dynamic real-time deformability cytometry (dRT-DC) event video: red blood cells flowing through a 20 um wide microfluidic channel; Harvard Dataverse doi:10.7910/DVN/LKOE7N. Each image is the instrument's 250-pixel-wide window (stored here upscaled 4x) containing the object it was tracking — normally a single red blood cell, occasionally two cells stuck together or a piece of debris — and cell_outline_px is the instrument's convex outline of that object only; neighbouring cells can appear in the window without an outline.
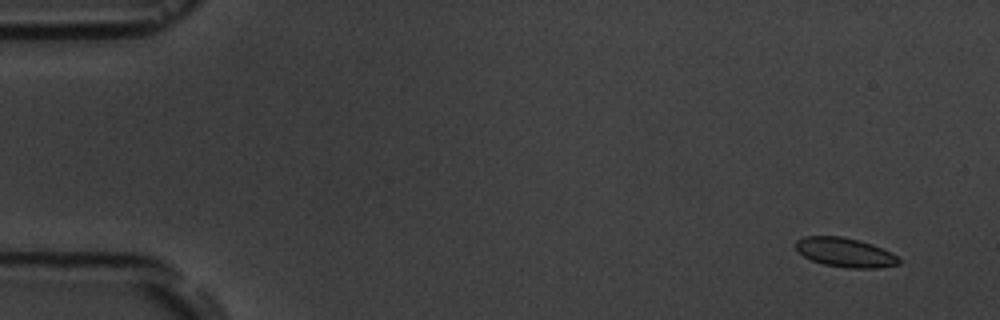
{"species": "common noctule bat (a hibernating species)", "species_latin": "Nyctalus noctula", "temperature_condition": "room temperature", "stored_images_in_passage": 4, "camera_frame_rate_fps": 3000, "um_per_image_px": 0.085, "animal": {"sex": "male", "body_mass_g": 19.5, "forearm_length_mm": 54.6}, "frame": {"image": 1, "passage_image": 1, "time_ms": 0.0, "image_size_px": [1000, 320], "cell_outline_px": [[900, 264], [876, 268], [848, 268], [824, 264], [812, 260], [804, 256], [796, 248], [796, 240], [804, 236], [840, 236], [860, 240], [872, 244], [896, 256], [900, 260]], "centroid_in_image_um": [71.81, 21.45], "position_along_channel_um": 13.2, "area_um2": 17.34}}
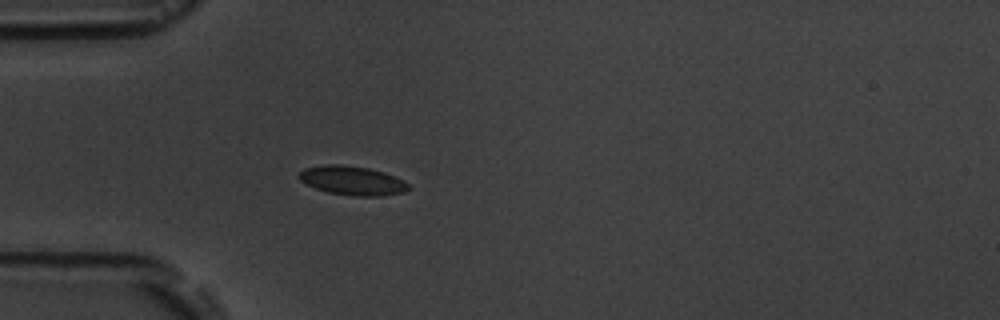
{"frame": {"image": 2, "passage_image": 4, "time_ms": 4.333, "image_size_px": [1000, 320], "cell_outline_px": [[408, 188], [404, 192], [380, 196], [352, 196], [328, 192], [316, 188], [300, 180], [296, 176], [304, 168], [328, 164], [336, 164], [368, 168], [384, 172], [396, 176], [404, 180], [408, 184]], "centroid_in_image_um": [29.94, 15.35], "position_along_channel_um": 55.1, "area_um2": 18.44}}